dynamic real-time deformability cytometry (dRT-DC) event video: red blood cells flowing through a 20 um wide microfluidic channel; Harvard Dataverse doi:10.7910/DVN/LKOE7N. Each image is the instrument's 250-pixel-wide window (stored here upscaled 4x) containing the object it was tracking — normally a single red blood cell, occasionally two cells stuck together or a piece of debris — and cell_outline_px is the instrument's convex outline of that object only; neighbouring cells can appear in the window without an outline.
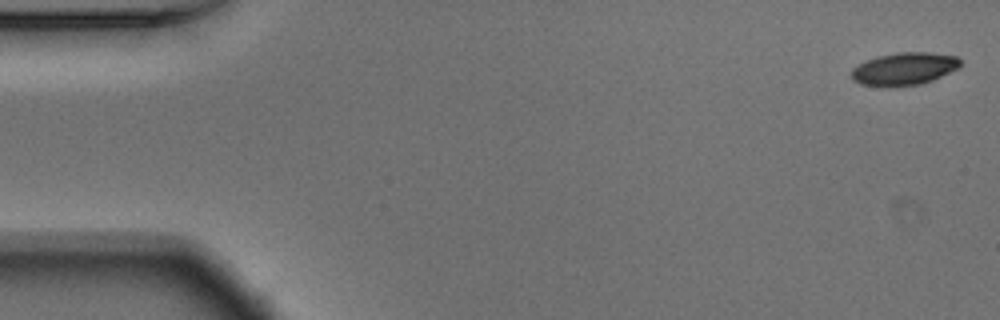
{"species": "Egyptian fruit bat (a non-hibernating species)", "species_latin": "Rousettus aegyptiacus", "temperature_condition": "warm", "stored_images_in_passage": 11, "camera_frame_rate_fps": 3000, "um_per_image_px": 0.085, "animal": {"sex": "male"}, "frame": {"image": 1, "passage_image": 1, "time_ms": 0.0, "image_size_px": [1000, 320], "cell_outline_px": [[960, 64], [956, 68], [932, 80], [920, 84], [896, 88], [884, 88], [860, 84], [852, 80], [852, 68], [876, 56], [896, 52], [928, 52], [956, 56], [960, 60]], "centroid_in_image_um": [76.79, 5.87], "position_along_channel_um": 8.2, "area_um2": 20.87}}